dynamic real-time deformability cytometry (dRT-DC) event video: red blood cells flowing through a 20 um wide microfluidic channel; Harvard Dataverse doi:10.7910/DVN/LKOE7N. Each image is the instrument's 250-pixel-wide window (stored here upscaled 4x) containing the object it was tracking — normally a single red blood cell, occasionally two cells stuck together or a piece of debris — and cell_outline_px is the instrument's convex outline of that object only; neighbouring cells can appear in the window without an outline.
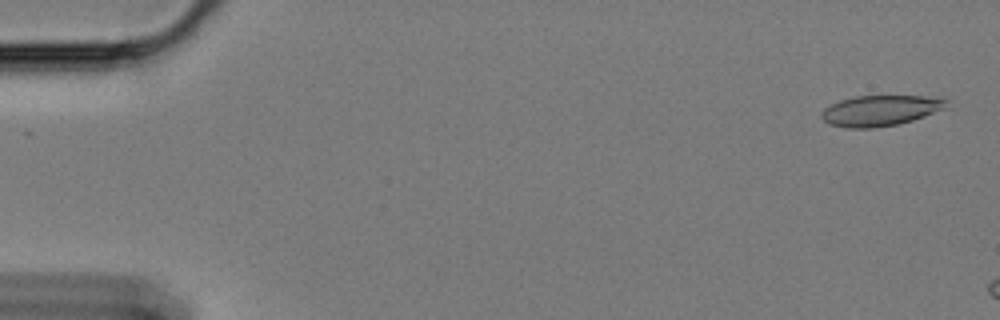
{"species": "Egyptian fruit bat (a non-hibernating species)", "species_latin": "Rousettus aegyptiacus", "temperature_condition": "cold", "stored_images_in_passage": 9, "camera_frame_rate_fps": 3000, "um_per_image_px": 0.085, "animal": {"sex": "female"}, "frame": {"image": 1, "passage_image": 2, "time_ms": 0.333, "image_size_px": [1000, 320], "cell_outline_px": [[952, 108], [912, 120], [896, 124], [872, 128], [848, 128], [828, 124], [820, 116], [820, 112], [824, 108], [840, 100], [856, 96], [944, 96], [948, 100]], "centroid_in_image_um": [74.94, 9.38], "position_along_channel_um": 10.1, "area_um2": 22.83}}